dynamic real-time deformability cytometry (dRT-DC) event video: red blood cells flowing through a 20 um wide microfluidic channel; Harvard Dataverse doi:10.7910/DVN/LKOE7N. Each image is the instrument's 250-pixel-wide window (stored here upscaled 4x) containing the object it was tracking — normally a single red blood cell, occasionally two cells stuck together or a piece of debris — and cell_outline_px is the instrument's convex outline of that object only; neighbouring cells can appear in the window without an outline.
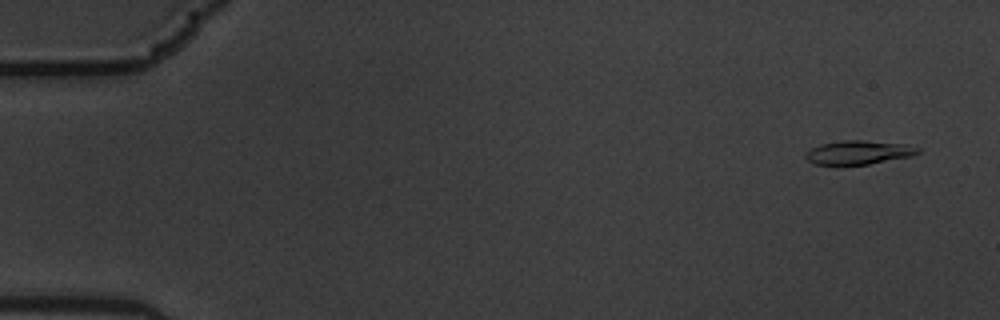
{"species": "common noctule bat (a hibernating species)", "species_latin": "Nyctalus noctula", "temperature_condition": "warm", "stored_images_in_passage": 11, "camera_frame_rate_fps": 3000, "um_per_image_px": 0.085, "animal": {"sex": "male", "body_mass_g": 19.5, "forearm_length_mm": 54.6}, "frame": {"image": 1, "passage_image": 1, "time_ms": 0.0, "image_size_px": [1000, 320], "cell_outline_px": [[920, 152], [912, 156], [868, 164], [816, 164], [808, 160], [804, 156], [812, 148], [820, 144], [844, 140], [860, 140], [908, 144], [920, 148]], "centroid_in_image_um": [73.03, 12.94], "position_along_channel_um": 12.0, "area_um2": 15.37}}
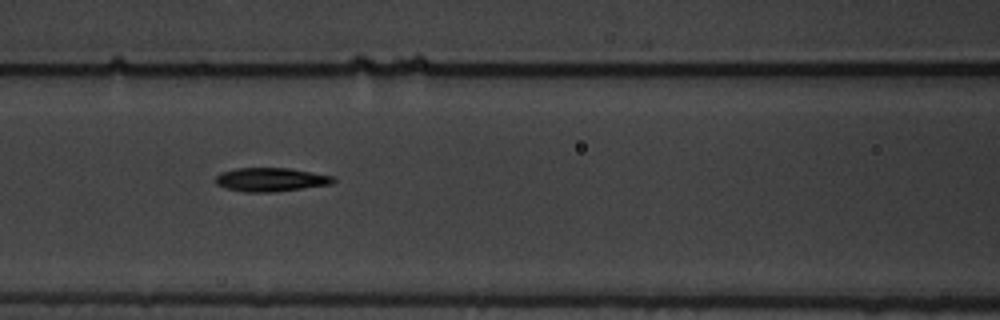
{"frame": {"image": 2, "passage_image": 7, "time_ms": 2.0, "image_size_px": [1000, 320], "cell_outline_px": [[336, 180], [332, 184], [272, 192], [244, 192], [224, 188], [216, 184], [216, 176], [220, 172], [236, 168], [288, 168], [332, 176]], "centroid_in_image_um": [22.97, 15.27], "position_along_channel_um": 143.6, "area_um2": 16.18}}
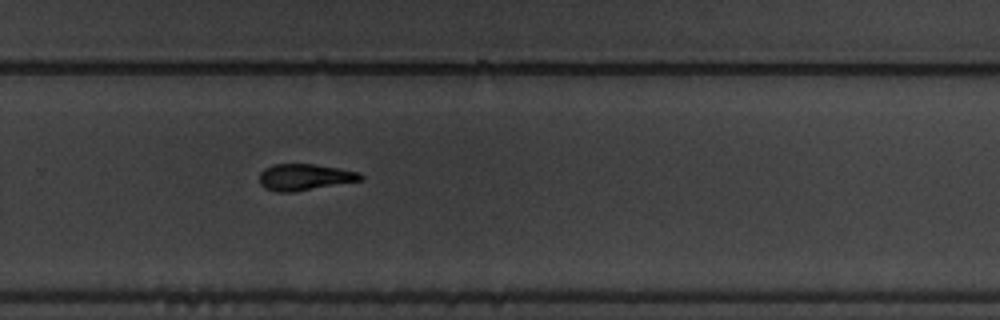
{"frame": {"image": 3, "passage_image": 11, "time_ms": 3.333, "image_size_px": [1000, 320], "cell_outline_px": [[364, 180], [292, 192], [276, 192], [264, 188], [260, 184], [260, 172], [264, 168], [276, 164], [316, 164], [340, 168], [360, 172], [364, 176]], "centroid_in_image_um": [25.93, 15.05], "position_along_channel_um": 303.9, "area_um2": 15.72}}